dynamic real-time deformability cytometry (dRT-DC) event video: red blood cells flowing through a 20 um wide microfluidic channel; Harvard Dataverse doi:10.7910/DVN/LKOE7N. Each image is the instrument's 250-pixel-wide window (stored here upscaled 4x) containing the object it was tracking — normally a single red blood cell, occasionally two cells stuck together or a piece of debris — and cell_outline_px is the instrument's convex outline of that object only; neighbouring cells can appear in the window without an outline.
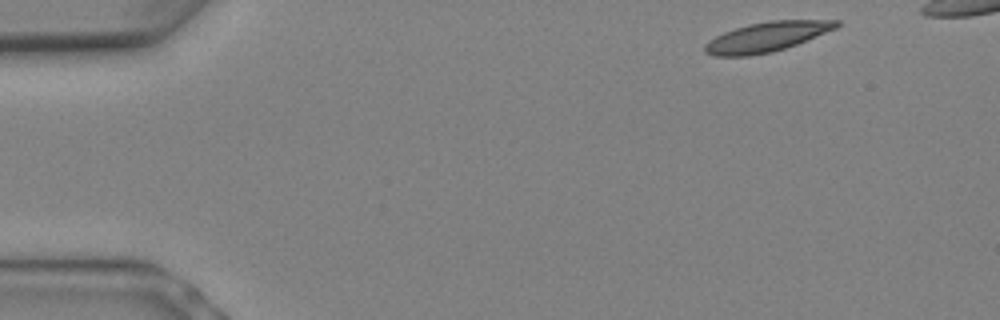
{"species": "Egyptian fruit bat (a non-hibernating species)", "species_latin": "Rousettus aegyptiacus", "temperature_condition": "warm", "stored_images_in_passage": 6, "segment_of_instrument_passage": [1, 2], "camera_frame_rate_fps": 3000, "um_per_image_px": 0.085, "animal": {"sex": "female"}, "frame": {"image": 1, "passage_image": 1, "time_ms": 0.0, "image_size_px": [1000, 320], "cell_outline_px": [[840, 24], [836, 28], [796, 44], [772, 52], [748, 56], [712, 56], [704, 52], [704, 44], [716, 36], [724, 32], [748, 24], [772, 20], [840, 20]], "centroid_in_image_um": [65.14, 3.14], "position_along_channel_um": 19.9, "area_um2": 22.6}}